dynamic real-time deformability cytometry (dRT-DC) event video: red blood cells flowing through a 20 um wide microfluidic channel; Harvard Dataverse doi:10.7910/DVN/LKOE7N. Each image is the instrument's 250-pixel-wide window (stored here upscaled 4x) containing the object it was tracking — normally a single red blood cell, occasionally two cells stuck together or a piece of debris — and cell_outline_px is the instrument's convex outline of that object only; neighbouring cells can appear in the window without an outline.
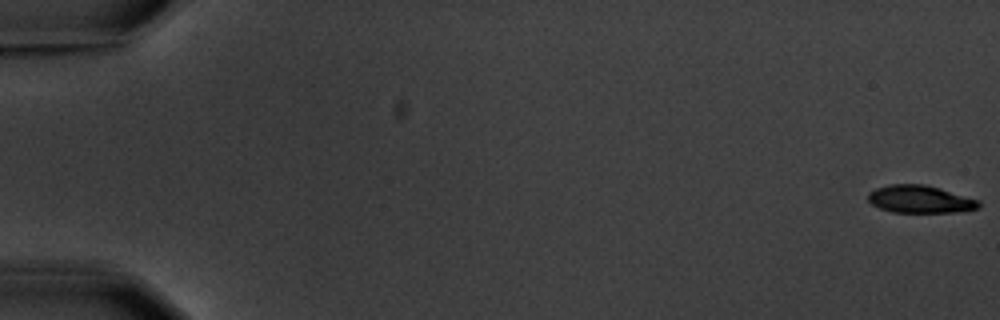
{"species": "common noctule bat (a hibernating species)", "species_latin": "Nyctalus noctula", "temperature_condition": "warm", "stored_images_in_passage": 6, "camera_frame_rate_fps": 3000, "um_per_image_px": 0.085, "animal": {"sex": "male", "body_mass_g": 20.1, "forearm_length_mm": 53.5}, "frame": {"image": 1, "passage_image": 1, "time_ms": 0.0, "image_size_px": [1000, 320], "cell_outline_px": [[980, 208], [964, 212], [892, 212], [880, 208], [872, 204], [868, 200], [868, 192], [876, 188], [888, 184], [924, 184], [940, 188], [980, 200]], "centroid_in_image_um": [78.23, 16.93], "position_along_channel_um": 6.8, "area_um2": 17.98}}
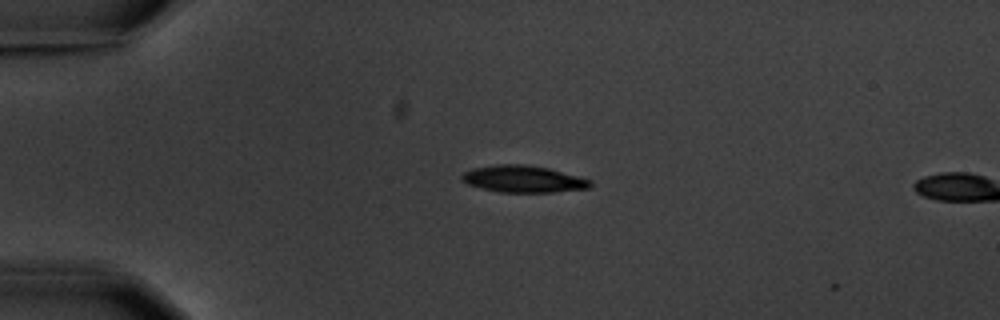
{"frame": {"image": 2, "passage_image": 5, "time_ms": 4.667, "image_size_px": [1000, 320], "cell_outline_px": [[592, 184], [588, 188], [552, 192], [500, 192], [468, 184], [460, 180], [460, 176], [464, 172], [472, 168], [496, 164], [524, 164], [548, 168], [592, 180]], "centroid_in_image_um": [44.45, 15.21], "position_along_channel_um": 40.6, "area_um2": 20.0}}